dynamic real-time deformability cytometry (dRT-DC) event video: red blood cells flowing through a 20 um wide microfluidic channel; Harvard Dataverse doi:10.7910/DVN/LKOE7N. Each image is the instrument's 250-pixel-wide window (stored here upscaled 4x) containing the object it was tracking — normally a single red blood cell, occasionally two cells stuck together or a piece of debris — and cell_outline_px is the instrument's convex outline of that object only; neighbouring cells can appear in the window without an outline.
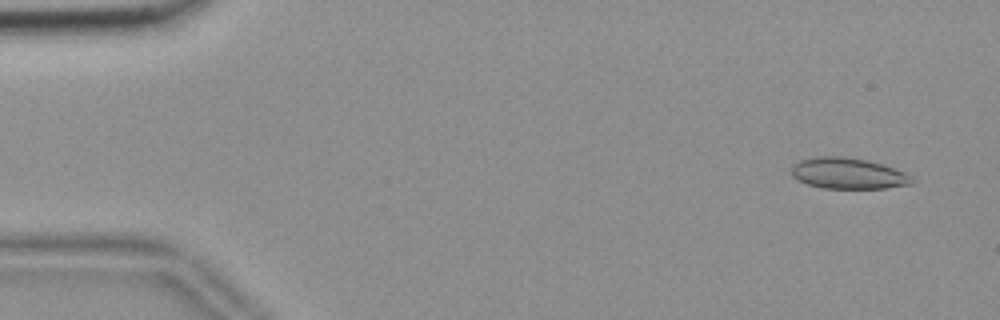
{"species": "common noctule bat (a hibernating species)", "species_latin": "Nyctalus noctula", "temperature_condition": "room temperature", "stored_images_in_passage": 56, "camera_frame_rate_fps": 3000, "um_per_image_px": 0.085, "animal": {"sex": "female", "body_mass_g": 18.4}, "frame": {"image": 1, "passage_image": 4, "time_ms": 1.0, "image_size_px": [1000, 320], "cell_outline_px": [[912, 184], [884, 188], [820, 188], [808, 184], [792, 176], [792, 168], [800, 160], [816, 156], [844, 156], [868, 160], [904, 172], [912, 176]], "centroid_in_image_um": [72.08, 14.73], "position_along_channel_um": 12.9, "area_um2": 21.56}}
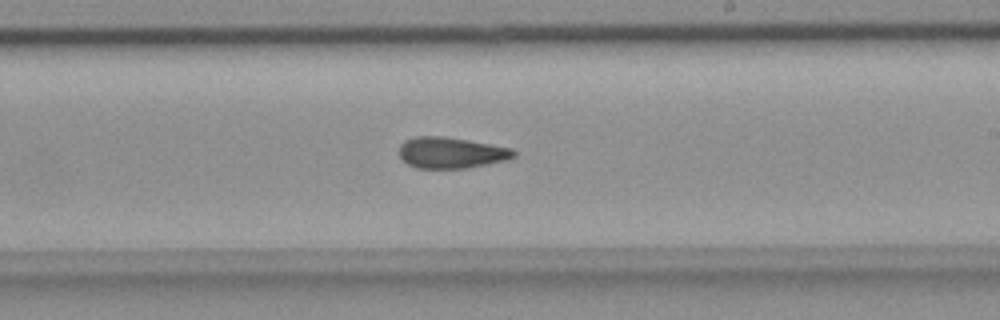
{"frame": {"image": 2, "passage_image": 33, "time_ms": 10.667, "image_size_px": [1000, 320], "cell_outline_px": [[516, 156], [504, 160], [464, 168], [416, 168], [408, 164], [400, 156], [400, 144], [404, 140], [416, 136], [444, 136], [468, 140], [512, 148], [516, 152]], "centroid_in_image_um": [38.32, 12.97], "position_along_channel_um": 250.7, "area_um2": 20.58}}
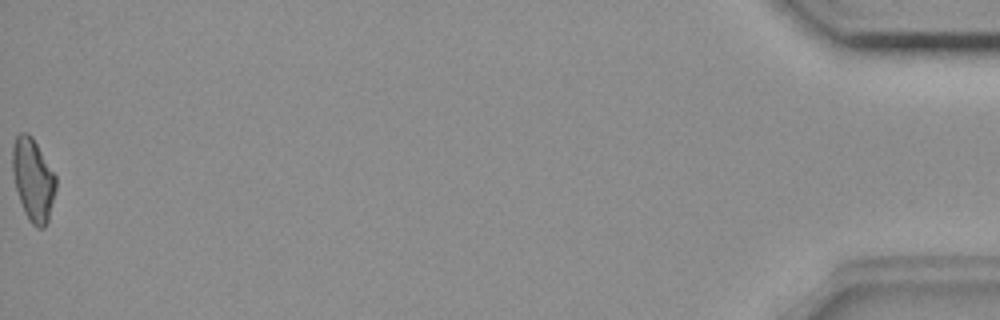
{"frame": {"image": 3, "passage_image": 56, "time_ms": 18.333, "image_size_px": [1000, 320], "cell_outline_px": [[56, 188], [48, 220], [44, 228], [36, 228], [28, 220], [24, 212], [16, 188], [12, 172], [12, 144], [16, 136], [20, 132], [28, 132], [32, 136], [56, 176]], "centroid_in_image_um": [2.8, 15.26], "position_along_channel_um": 432.4, "area_um2": 20.92}, "authors_computed_cell_mechanics": {"area_um2": 20.9814, "velocity_mm_per_s": 3.6887, "shape_relaxation_time_tau1_ms": null, "shape_relaxation_time_tau2_ms": 5.0546, "deformation_change_tau1": null, "deformation_change_tau2": 0.1239}}